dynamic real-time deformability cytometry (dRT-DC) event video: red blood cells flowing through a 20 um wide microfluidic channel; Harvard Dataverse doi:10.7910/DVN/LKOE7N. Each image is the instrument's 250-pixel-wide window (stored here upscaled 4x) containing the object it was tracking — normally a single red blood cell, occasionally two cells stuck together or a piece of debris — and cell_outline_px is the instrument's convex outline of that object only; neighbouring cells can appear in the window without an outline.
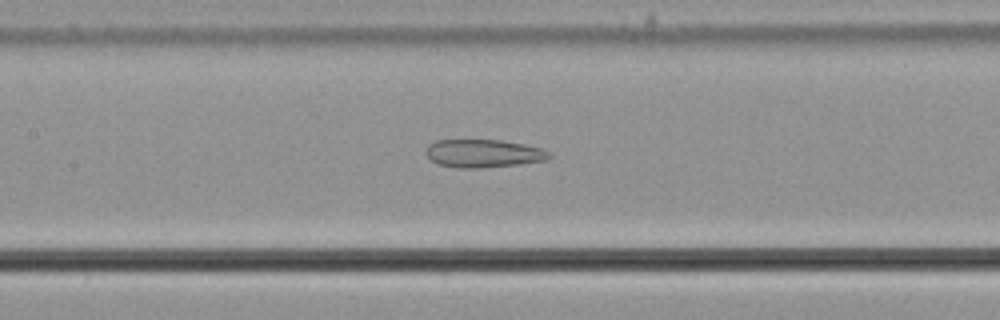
{"species": "common noctule bat (a hibernating species)", "species_latin": "Nyctalus noctula", "temperature_condition": "cold", "stored_images_in_passage": 39, "camera_frame_rate_fps": 3000, "um_per_image_px": 0.085, "animal": {"sex": "male", "body_mass_g": 21.5, "forearm_length_mm": 52.0}, "frame": {"image": 1, "passage_image": 17, "time_ms": 5.333, "image_size_px": [1000, 320], "cell_outline_px": [[552, 156], [548, 160], [520, 164], [480, 168], [456, 168], [436, 164], [424, 152], [428, 144], [436, 140], [500, 140], [524, 144], [540, 148], [548, 152]], "centroid_in_image_um": [41.06, 13.05], "position_along_channel_um": 166.3, "area_um2": 20.29}}
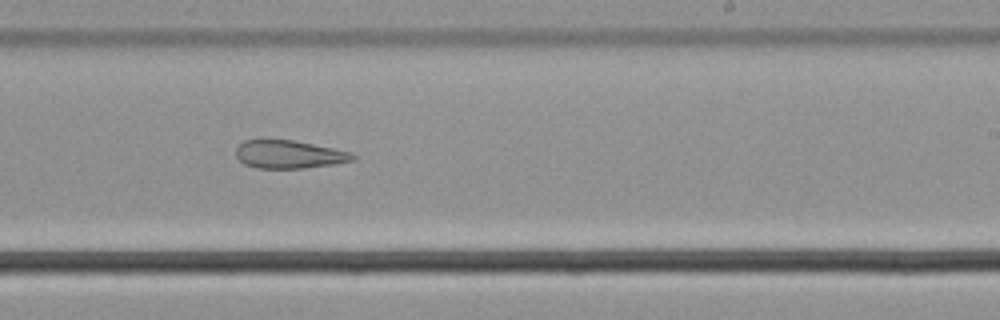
{"frame": {"image": 2, "passage_image": 25, "time_ms": 8.0, "image_size_px": [1000, 320], "cell_outline_px": [[356, 160], [332, 164], [304, 168], [256, 168], [244, 164], [236, 156], [236, 148], [244, 140], [292, 140], [352, 152], [356, 156]], "centroid_in_image_um": [24.57, 13.13], "position_along_channel_um": 264.4, "area_um2": 18.96}}
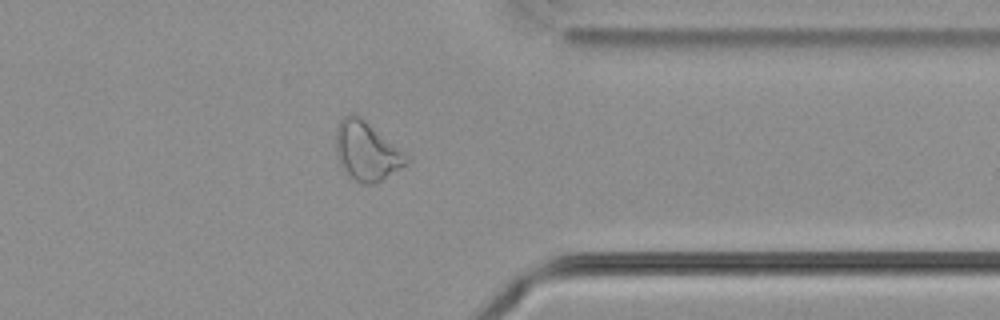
{"frame": {"image": 3, "passage_image": 35, "time_ms": 11.333, "image_size_px": [1000, 320], "cell_outline_px": [[412, 160], [408, 164], [376, 184], [360, 184], [352, 180], [340, 168], [336, 156], [336, 128], [340, 120], [348, 112], [356, 112], [408, 156]], "centroid_in_image_um": [31.13, 12.86], "position_along_channel_um": 380.3, "area_um2": 24.8}, "authors_computed_cell_mechanics": {"area_um2": 21.6172, "velocity_mm_per_s": 3.6958, "shape_relaxation_time_tau1_ms": null, "shape_relaxation_time_tau2_ms": 5.2139, "deformation_change_tau1": null, "deformation_change_tau2": 0.1497}}